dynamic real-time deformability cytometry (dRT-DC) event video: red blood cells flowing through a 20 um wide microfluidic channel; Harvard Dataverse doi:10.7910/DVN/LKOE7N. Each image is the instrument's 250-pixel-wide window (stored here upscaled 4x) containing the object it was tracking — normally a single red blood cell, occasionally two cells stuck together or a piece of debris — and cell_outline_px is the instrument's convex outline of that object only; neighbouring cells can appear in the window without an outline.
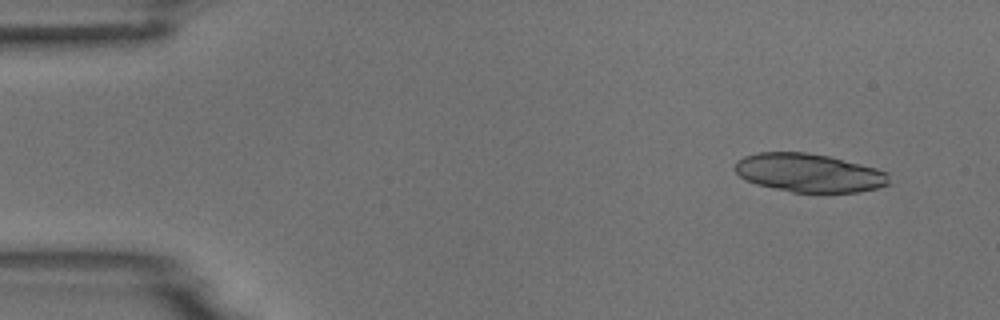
{"species": "common noctule bat (a hibernating species)", "species_latin": "Nyctalus noctula", "temperature_condition": "room temperature", "stored_images_in_passage": 5, "camera_frame_rate_fps": 3000, "um_per_image_px": 0.085, "animal": {"sex": "male", "body_mass_g": 18.8}, "frame": {"image": 1, "passage_image": 1, "time_ms": 0.0, "image_size_px": [1000, 320], "cell_outline_px": [[892, 184], [860, 192], [792, 192], [756, 184], [744, 180], [732, 168], [736, 160], [744, 156], [760, 152], [804, 152], [828, 156], [876, 168], [888, 172]], "centroid_in_image_um": [68.76, 14.69], "position_along_channel_um": 16.2, "area_um2": 34.8}}